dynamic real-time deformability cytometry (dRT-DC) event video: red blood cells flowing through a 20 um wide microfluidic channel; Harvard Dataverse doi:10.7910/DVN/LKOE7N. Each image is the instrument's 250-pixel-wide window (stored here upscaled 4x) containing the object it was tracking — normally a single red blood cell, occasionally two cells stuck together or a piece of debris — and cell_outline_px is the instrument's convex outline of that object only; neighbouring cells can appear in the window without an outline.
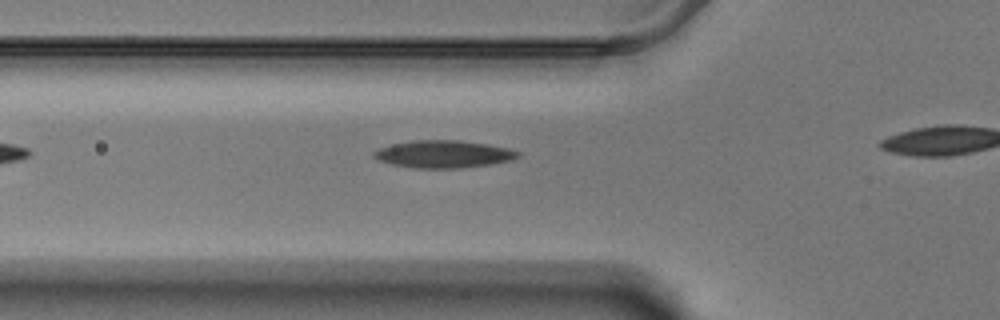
{"species": "Egyptian fruit bat (a non-hibernating species)", "species_latin": "Rousettus aegyptiacus", "temperature_condition": "warm", "stored_images_in_passage": 11, "camera_frame_rate_fps": 3000, "um_per_image_px": 0.085, "animal": {"sex": "male"}, "frame": {"image": 1, "passage_image": 2, "time_ms": 0.333, "image_size_px": [1000, 320], "cell_outline_px": [[520, 156], [512, 160], [488, 164], [460, 168], [412, 168], [392, 164], [380, 160], [372, 156], [372, 152], [380, 148], [392, 144], [412, 140], [460, 140], [508, 148], [520, 152]], "centroid_in_image_um": [37.68, 13.1], "position_along_channel_um": 88.1, "area_um2": 22.89}}
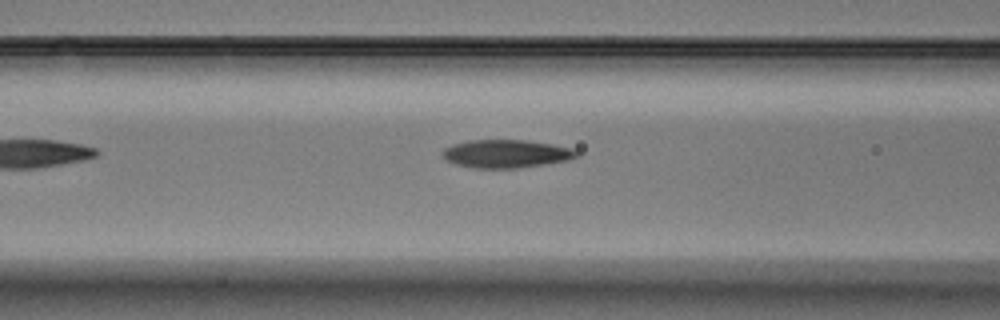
{"frame": {"image": 2, "passage_image": 5, "time_ms": 1.333, "image_size_px": [1000, 320], "cell_outline_px": [[580, 156], [568, 160], [544, 164], [516, 168], [472, 168], [456, 164], [440, 156], [440, 152], [444, 148], [452, 144], [468, 140], [528, 140], [552, 144], [572, 148], [580, 152]], "centroid_in_image_um": [43.01, 13.06], "position_along_channel_um": 123.6, "area_um2": 22.2}}
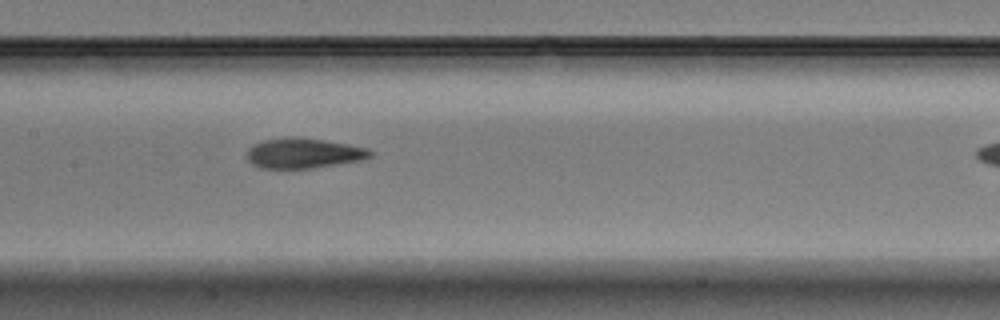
{"frame": {"image": 3, "passage_image": 10, "time_ms": 3.0, "image_size_px": [1000, 320], "cell_outline_px": [[372, 156], [360, 160], [312, 168], [260, 168], [252, 164], [248, 160], [248, 148], [252, 144], [264, 140], [284, 136], [296, 136], [348, 144], [368, 148], [372, 152]], "centroid_in_image_um": [25.77, 13.0], "position_along_channel_um": 181.6, "area_um2": 21.68}}